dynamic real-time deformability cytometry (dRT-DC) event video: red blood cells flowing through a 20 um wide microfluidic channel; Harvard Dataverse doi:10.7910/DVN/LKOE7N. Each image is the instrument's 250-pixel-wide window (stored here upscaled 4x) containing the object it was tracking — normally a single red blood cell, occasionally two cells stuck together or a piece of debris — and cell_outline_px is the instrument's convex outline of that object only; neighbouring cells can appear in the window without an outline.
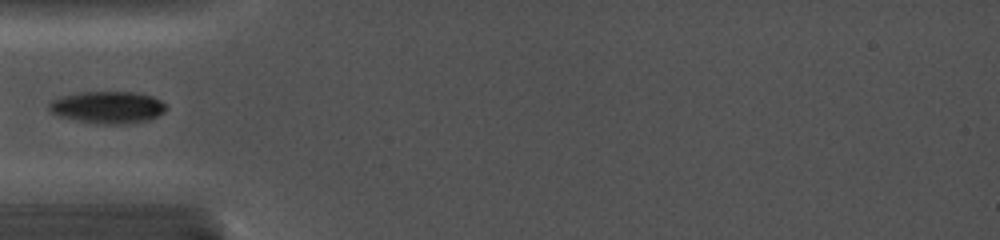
{"species": "common noctule bat (a hibernating species)", "species_latin": "Nyctalus noctula", "temperature_condition": "cold", "stored_images_in_passage": 14, "camera_frame_rate_fps": 5000, "um_per_image_px": 0.085, "animal": {"sex": "female", "body_mass_g": 19.0, "forearm_length_mm": 56.7}, "frame": {"image": 1, "passage_image": 1, "time_ms": 0.0, "image_size_px": [1000, 240], "cell_outline_px": [[168, 108], [164, 112], [148, 120], [120, 124], [96, 124], [60, 116], [52, 112], [48, 108], [48, 104], [52, 100], [60, 96], [80, 92], [136, 92], [152, 96], [168, 104]], "centroid_in_image_um": [9.17, 9.11], "position_along_channel_um": 75.8, "area_um2": 21.91}}